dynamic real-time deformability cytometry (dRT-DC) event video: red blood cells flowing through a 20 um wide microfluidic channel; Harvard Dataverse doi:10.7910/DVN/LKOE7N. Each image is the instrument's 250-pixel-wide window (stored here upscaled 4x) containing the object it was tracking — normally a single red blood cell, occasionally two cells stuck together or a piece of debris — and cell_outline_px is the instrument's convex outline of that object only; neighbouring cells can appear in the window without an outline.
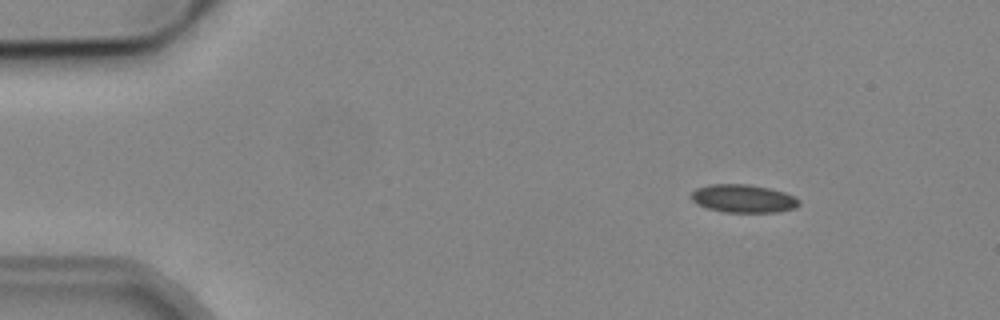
{"species": "common noctule bat (a hibernating species)", "species_latin": "Nyctalus noctula", "temperature_condition": "cold", "stored_images_in_passage": 54, "camera_frame_rate_fps": 3000, "um_per_image_px": 0.085, "animal": {"sex": "male", "body_mass_g": 19.2, "forearm_length_mm": 51.8}, "frame": {"image": 1, "passage_image": 8, "time_ms": 2.333, "image_size_px": [1000, 320], "cell_outline_px": [[800, 204], [796, 208], [776, 212], [724, 212], [708, 208], [696, 204], [688, 196], [696, 188], [708, 184], [748, 184], [768, 188], [784, 192], [800, 200]], "centroid_in_image_um": [63.14, 16.87], "position_along_channel_um": 21.9, "area_um2": 17.74}}
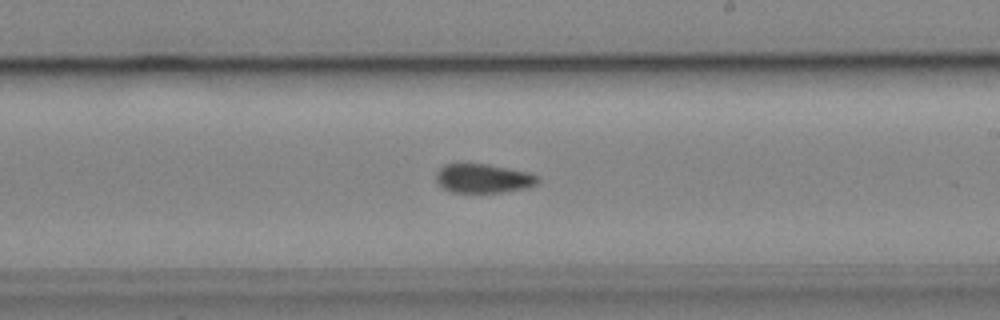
{"frame": {"image": 2, "passage_image": 32, "time_ms": 10.333, "image_size_px": [1000, 320], "cell_outline_px": [[540, 180], [536, 184], [528, 188], [500, 192], [452, 192], [444, 188], [436, 180], [436, 172], [444, 164], [488, 164], [528, 172], [536, 176]], "centroid_in_image_um": [41.08, 15.16], "position_along_channel_um": 247.9, "area_um2": 17.05}}
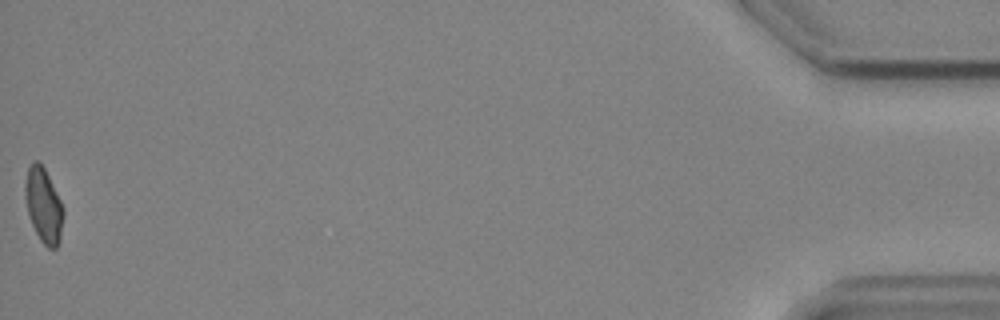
{"frame": {"image": 3, "passage_image": 54, "time_ms": 17.667, "image_size_px": [1000, 320], "cell_outline_px": [[64, 212], [60, 240], [56, 248], [48, 248], [40, 240], [32, 224], [28, 212], [24, 196], [24, 184], [28, 168], [32, 160], [36, 160], [44, 168], [64, 208]], "centroid_in_image_um": [3.69, 17.46], "position_along_channel_um": 431.5, "area_um2": 16.53}, "authors_computed_cell_mechanics": {"area_um2": 17.5712, "velocity_mm_per_s": 3.8759, "shape_relaxation_time_tau1_ms": null, "shape_relaxation_time_tau2_ms": 5.8666, "deformation_change_tau1": null, "deformation_change_tau2": 0.1223}}